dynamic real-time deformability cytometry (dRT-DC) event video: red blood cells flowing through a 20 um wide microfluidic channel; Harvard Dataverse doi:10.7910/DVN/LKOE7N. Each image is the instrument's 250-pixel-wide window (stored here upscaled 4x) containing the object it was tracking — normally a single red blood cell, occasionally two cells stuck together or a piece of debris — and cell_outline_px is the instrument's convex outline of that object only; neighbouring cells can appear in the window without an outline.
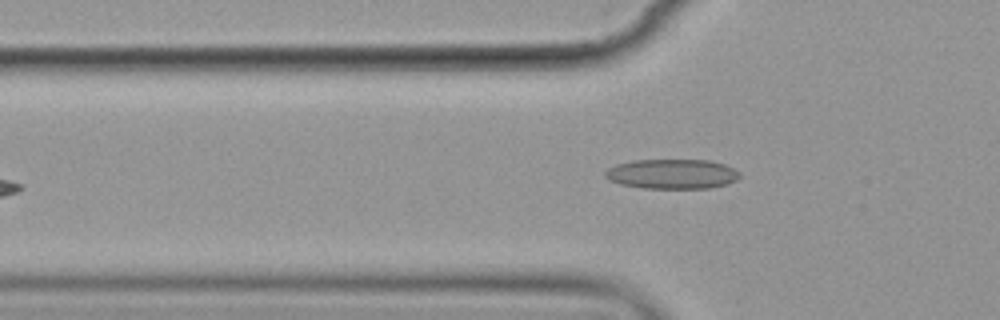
{"species": "common noctule bat (a hibernating species)", "species_latin": "Nyctalus noctula", "temperature_condition": "cold", "stored_images_in_passage": 6, "camera_frame_rate_fps": 3000, "um_per_image_px": 0.085, "animal": {"sex": "female", "body_mass_g": 19.9}, "frame": {"image": 1, "passage_image": 6, "time_ms": 6.0, "image_size_px": [1000, 320], "cell_outline_px": [[740, 176], [736, 180], [724, 184], [708, 188], [644, 188], [620, 184], [608, 180], [604, 176], [604, 172], [608, 168], [616, 164], [632, 160], [708, 160], [724, 164], [740, 172]], "centroid_in_image_um": [57.08, 14.78], "position_along_channel_um": 68.7, "area_um2": 23.29}}